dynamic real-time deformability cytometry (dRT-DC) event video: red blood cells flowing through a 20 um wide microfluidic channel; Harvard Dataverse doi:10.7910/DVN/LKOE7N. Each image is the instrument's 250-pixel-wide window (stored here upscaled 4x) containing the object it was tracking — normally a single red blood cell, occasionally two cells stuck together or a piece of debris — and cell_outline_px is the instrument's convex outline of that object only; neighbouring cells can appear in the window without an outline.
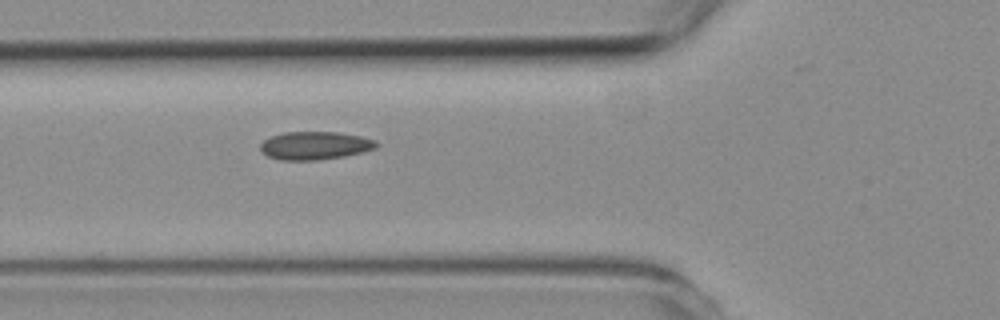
{"species": "common noctule bat (a hibernating species)", "species_latin": "Nyctalus noctula", "temperature_condition": "room temperature", "stored_images_in_passage": 3, "camera_frame_rate_fps": 3000, "um_per_image_px": 0.085, "animal": {"sex": "female", "body_mass_g": 19.3, "forearm_length_mm": 54.1}, "frame": {"image": 1, "passage_image": 3, "time_ms": 2.333, "image_size_px": [1000, 320], "cell_outline_px": [[380, 144], [376, 148], [364, 152], [344, 156], [316, 160], [280, 160], [268, 156], [260, 152], [260, 144], [264, 140], [272, 136], [284, 132], [336, 132], [360, 136], [376, 140]], "centroid_in_image_um": [26.78, 12.37], "position_along_channel_um": 99.0, "area_um2": 19.07}}